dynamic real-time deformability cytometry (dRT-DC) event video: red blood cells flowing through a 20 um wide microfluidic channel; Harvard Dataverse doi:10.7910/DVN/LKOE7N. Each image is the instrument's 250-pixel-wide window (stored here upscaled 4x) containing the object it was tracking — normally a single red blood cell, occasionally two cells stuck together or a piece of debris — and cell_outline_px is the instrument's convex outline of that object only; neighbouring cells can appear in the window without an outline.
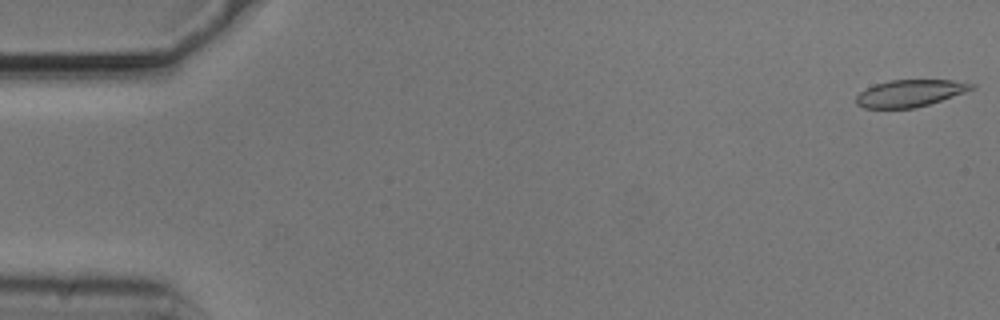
{"species": "common noctule bat (a hibernating species)", "species_latin": "Nyctalus noctula", "temperature_condition": "cold", "stored_images_in_passage": 7, "camera_frame_rate_fps": 3000, "um_per_image_px": 0.085, "animal": {"sex": "male", "body_mass_g": 20.5, "forearm_length_mm": 52.5}, "frame": {"image": 1, "passage_image": 1, "time_ms": 0.0, "image_size_px": [1000, 320], "cell_outline_px": [[976, 88], [916, 108], [864, 108], [856, 104], [856, 96], [860, 92], [876, 84], [888, 80], [952, 80], [976, 84]], "centroid_in_image_um": [77.34, 7.92], "position_along_channel_um": 7.7, "area_um2": 17.98}}